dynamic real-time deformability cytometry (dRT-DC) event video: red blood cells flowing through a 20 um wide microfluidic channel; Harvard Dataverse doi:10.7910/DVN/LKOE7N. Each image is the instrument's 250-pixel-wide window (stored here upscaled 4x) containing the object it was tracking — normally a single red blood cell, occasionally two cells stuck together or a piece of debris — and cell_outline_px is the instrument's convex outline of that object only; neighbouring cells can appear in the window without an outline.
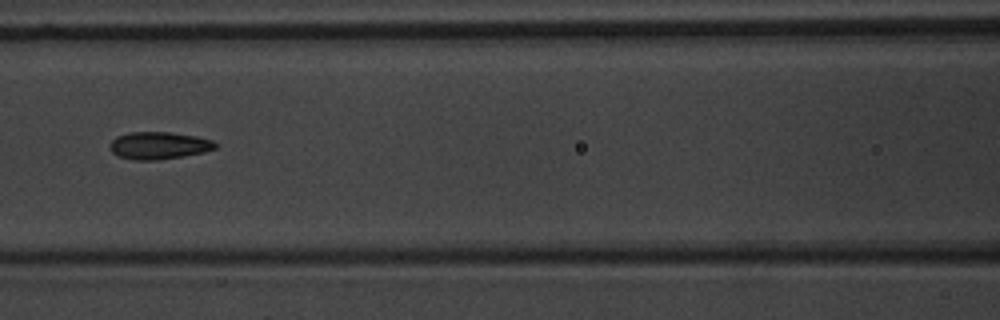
{"species": "common noctule bat (a hibernating species)", "species_latin": "Nyctalus noctula", "temperature_condition": "warm", "stored_images_in_passage": 6, "camera_frame_rate_fps": 3000, "um_per_image_px": 0.085, "animal": {"sex": "male", "body_mass_g": 20.1, "forearm_length_mm": 53.5}, "frame": {"image": 1, "passage_image": 3, "time_ms": 2.333, "image_size_px": [1000, 320], "cell_outline_px": [[216, 148], [204, 152], [184, 156], [156, 160], [136, 160], [116, 156], [112, 152], [108, 144], [116, 136], [128, 132], [172, 132], [196, 136], [212, 140], [216, 144]], "centroid_in_image_um": [13.46, 12.36], "position_along_channel_um": 153.1, "area_um2": 16.94}}
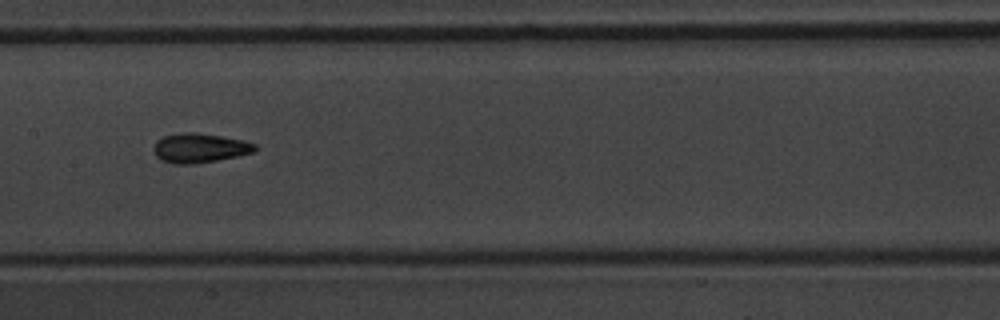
{"frame": {"image": 2, "passage_image": 4, "time_ms": 3.333, "image_size_px": [1000, 320], "cell_outline_px": [[260, 148], [252, 152], [240, 156], [192, 164], [172, 164], [160, 160], [156, 156], [152, 148], [156, 140], [164, 136], [184, 132], [196, 132], [244, 140], [256, 144]], "centroid_in_image_um": [16.97, 12.58], "position_along_channel_um": 190.4, "area_um2": 17.57}}
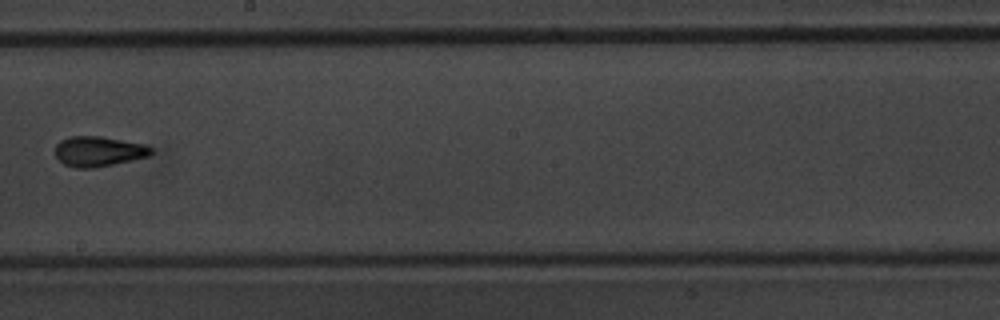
{"frame": {"image": 3, "passage_image": 5, "time_ms": 4.667, "image_size_px": [1000, 320], "cell_outline_px": [[152, 152], [148, 156], [132, 160], [92, 168], [76, 168], [64, 164], [56, 156], [56, 144], [60, 140], [72, 136], [100, 136], [148, 144], [152, 148]], "centroid_in_image_um": [8.39, 12.85], "position_along_channel_um": 239.8, "area_um2": 16.82}}